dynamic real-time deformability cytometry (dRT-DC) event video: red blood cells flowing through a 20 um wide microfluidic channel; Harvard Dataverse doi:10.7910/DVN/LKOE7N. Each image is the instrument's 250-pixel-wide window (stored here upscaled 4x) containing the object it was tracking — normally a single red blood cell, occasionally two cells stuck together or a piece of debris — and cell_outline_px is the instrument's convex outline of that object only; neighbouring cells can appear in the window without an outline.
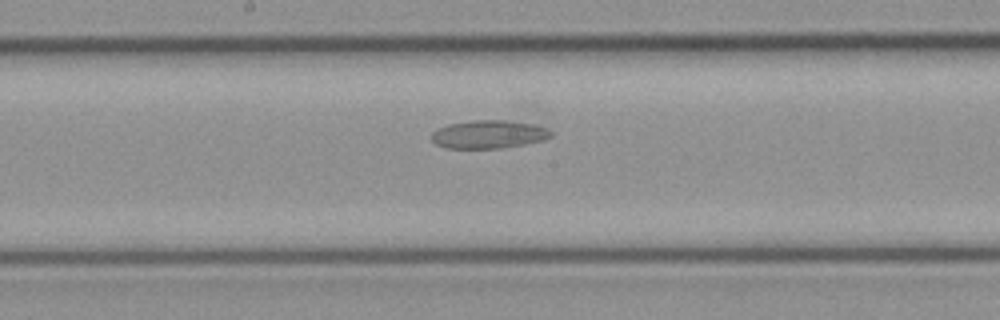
{"species": "common noctule bat (a hibernating species)", "species_latin": "Nyctalus noctula", "temperature_condition": "cold", "stored_images_in_passage": 32, "camera_frame_rate_fps": 3000, "um_per_image_px": 0.085, "animal": {"sex": "female", "body_mass_g": 21.9}, "frame": {"image": 1, "passage_image": 17, "time_ms": 5.333, "image_size_px": [1000, 320], "cell_outline_px": [[552, 136], [544, 140], [504, 148], [448, 148], [436, 144], [432, 140], [432, 132], [436, 128], [448, 124], [476, 120], [504, 120], [532, 124], [548, 128], [552, 132]], "centroid_in_image_um": [41.54, 11.42], "position_along_channel_um": 206.7, "area_um2": 19.59}}
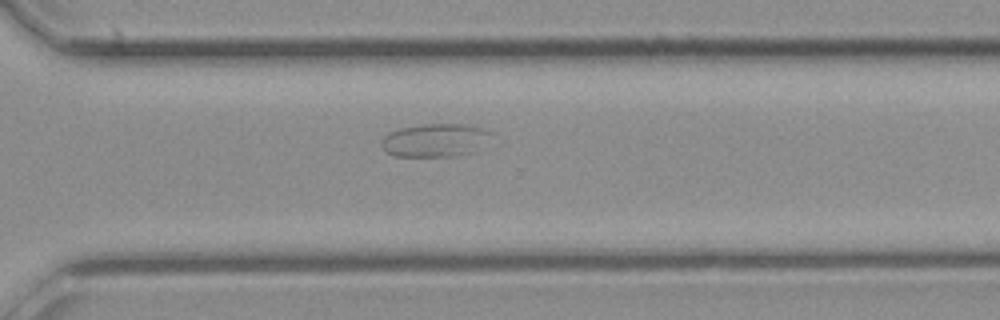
{"frame": {"image": 2, "passage_image": 23, "time_ms": 7.333, "image_size_px": [1000, 320], "cell_outline_px": [[492, 132], [472, 152], [456, 156], [392, 156], [380, 144], [384, 136], [400, 128], [424, 124], [468, 124], [484, 128]], "centroid_in_image_um": [36.94, 11.91], "position_along_channel_um": 333.7, "area_um2": 20.81}}
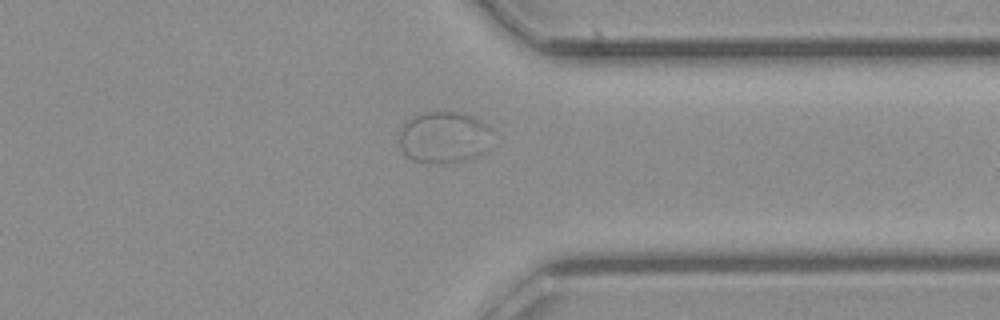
{"frame": {"image": 3, "passage_image": 25, "time_ms": 8.0, "image_size_px": [1000, 320], "cell_outline_px": [[492, 132], [484, 152], [468, 160], [452, 164], [432, 164], [412, 160], [400, 148], [400, 128], [412, 116], [424, 112], [464, 112], [480, 120], [492, 128]], "centroid_in_image_um": [37.74, 11.68], "position_along_channel_um": 373.7, "area_um2": 28.44}}